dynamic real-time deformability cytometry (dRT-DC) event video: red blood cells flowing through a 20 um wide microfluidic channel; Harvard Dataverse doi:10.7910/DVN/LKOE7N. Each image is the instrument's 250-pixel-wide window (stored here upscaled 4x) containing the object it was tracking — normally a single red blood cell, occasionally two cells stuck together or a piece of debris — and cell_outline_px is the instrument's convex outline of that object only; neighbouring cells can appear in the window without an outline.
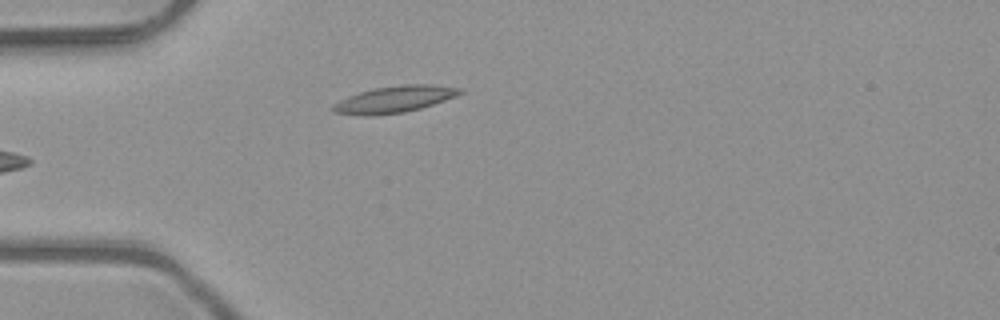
{"species": "common noctule bat (a hibernating species)", "species_latin": "Nyctalus noctula", "temperature_condition": "room temperature", "stored_images_in_passage": 5, "camera_frame_rate_fps": 3000, "um_per_image_px": 0.085, "animal": {"sex": "male", "body_mass_g": 23.1, "forearm_length_mm": 52.7}, "frame": {"image": 1, "passage_image": 5, "time_ms": 1.333, "image_size_px": [1000, 320], "cell_outline_px": [[464, 92], [456, 96], [420, 108], [404, 112], [368, 116], [364, 116], [332, 112], [328, 108], [332, 104], [348, 96], [372, 88], [404, 84], [432, 84], [464, 88]], "centroid_in_image_um": [33.5, 8.43], "position_along_channel_um": 51.5, "area_um2": 19.88}}